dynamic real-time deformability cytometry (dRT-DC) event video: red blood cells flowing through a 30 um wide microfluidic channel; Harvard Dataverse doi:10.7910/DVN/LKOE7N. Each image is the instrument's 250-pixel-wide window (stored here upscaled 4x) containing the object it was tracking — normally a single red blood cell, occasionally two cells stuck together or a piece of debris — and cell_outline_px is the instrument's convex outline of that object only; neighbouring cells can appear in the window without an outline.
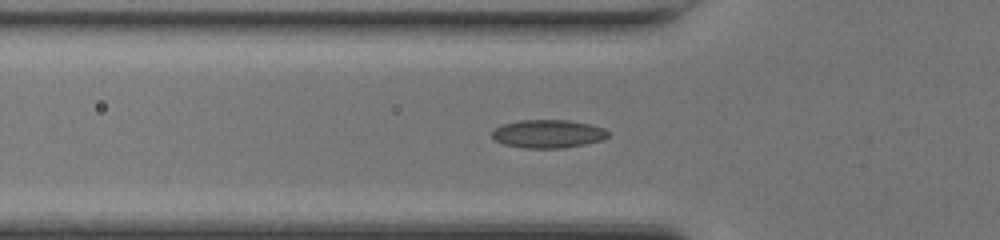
{"species": "common noctule bat (a hibernating species)", "species_latin": "Nyctalus noctula", "temperature_condition": "room temperature", "stored_images_in_passage": 35, "camera_frame_rate_fps": 3000, "um_per_image_px": 0.085, "animal": {"sex": "female", "body_mass_g": 17.0, "forearm_length_mm": 48.0}, "frame": {"image": 1, "passage_image": 3, "time_ms": 0.667, "image_size_px": [1000, 240], "cell_outline_px": [[608, 136], [604, 140], [564, 148], [524, 148], [504, 144], [496, 140], [492, 136], [492, 132], [496, 128], [504, 124], [520, 120], [568, 120], [588, 124], [604, 128], [608, 132]], "centroid_in_image_um": [46.6, 11.38], "position_along_channel_um": 79.2, "area_um2": 18.96}}
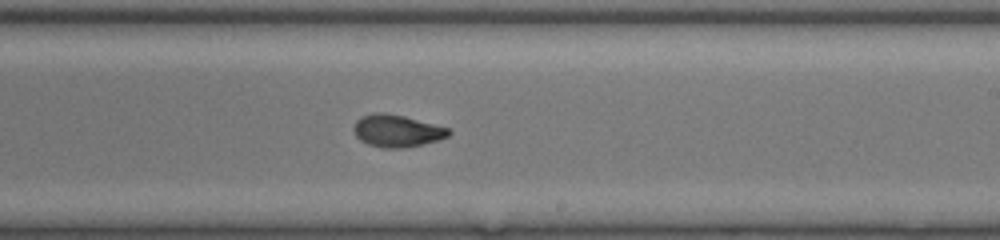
{"frame": {"image": 2, "passage_image": 15, "time_ms": 4.667, "image_size_px": [1000, 240], "cell_outline_px": [[452, 132], [448, 136], [440, 140], [404, 148], [384, 148], [368, 144], [360, 140], [356, 136], [352, 128], [356, 120], [360, 116], [372, 112], [384, 112], [404, 116], [448, 128]], "centroid_in_image_um": [33.7, 11.11], "position_along_channel_um": 255.3, "area_um2": 17.98}}
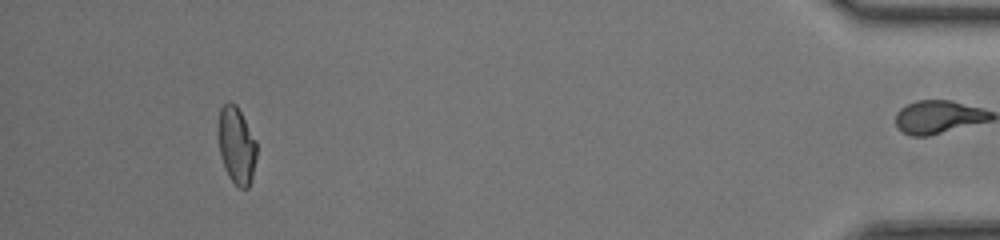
{"frame": {"image": 3, "passage_image": 31, "time_ms": 10.0, "image_size_px": [1000, 240], "cell_outline_px": [[256, 156], [252, 176], [248, 188], [240, 188], [228, 176], [224, 168], [220, 156], [220, 108], [228, 100], [236, 104], [256, 140]], "centroid_in_image_um": [20.12, 12.36], "position_along_channel_um": 415.1, "area_um2": 16.82}, "authors_computed_cell_mechanics": {"area_um2": 17.6868, "velocity_mm_per_s": 4.3923, "shape_relaxation_time_tau1_ms": 6.3012, "shape_relaxation_time_tau2_ms": 1.1947, "deformation_change_tau1": 0.1913, "deformation_change_tau2": 0.0495}}